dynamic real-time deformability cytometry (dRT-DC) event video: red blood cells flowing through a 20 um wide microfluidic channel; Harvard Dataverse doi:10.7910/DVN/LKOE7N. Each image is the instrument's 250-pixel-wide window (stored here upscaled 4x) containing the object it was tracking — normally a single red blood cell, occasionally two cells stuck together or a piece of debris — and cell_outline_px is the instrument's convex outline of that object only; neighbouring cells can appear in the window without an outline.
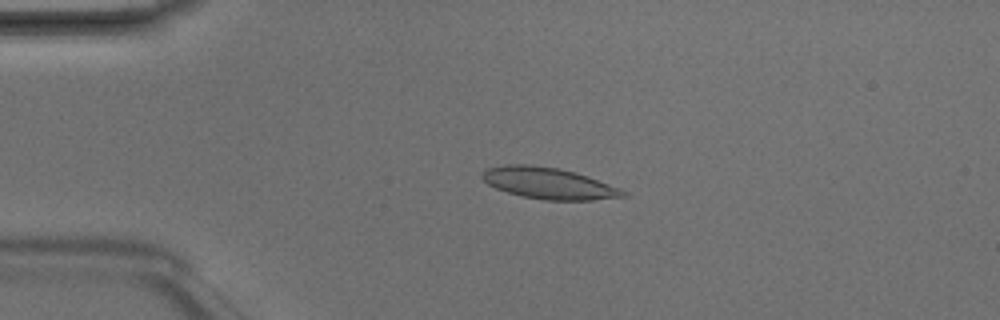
{"species": "Egyptian fruit bat (a non-hibernating species)", "species_latin": "Rousettus aegyptiacus", "temperature_condition": "room temperature", "stored_images_in_passage": 2, "camera_frame_rate_fps": 3000, "um_per_image_px": 0.085, "animal": {"sex": "male"}, "frame": {"image": 1, "passage_image": 1, "time_ms": 0.0, "image_size_px": [1000, 320], "cell_outline_px": [[628, 196], [592, 200], [544, 200], [524, 196], [508, 192], [496, 188], [488, 184], [480, 176], [480, 172], [488, 168], [504, 164], [528, 164], [560, 168], [576, 172], [588, 176], [620, 188], [628, 192]], "centroid_in_image_um": [46.64, 15.56], "position_along_channel_um": 38.4, "area_um2": 25.89}}